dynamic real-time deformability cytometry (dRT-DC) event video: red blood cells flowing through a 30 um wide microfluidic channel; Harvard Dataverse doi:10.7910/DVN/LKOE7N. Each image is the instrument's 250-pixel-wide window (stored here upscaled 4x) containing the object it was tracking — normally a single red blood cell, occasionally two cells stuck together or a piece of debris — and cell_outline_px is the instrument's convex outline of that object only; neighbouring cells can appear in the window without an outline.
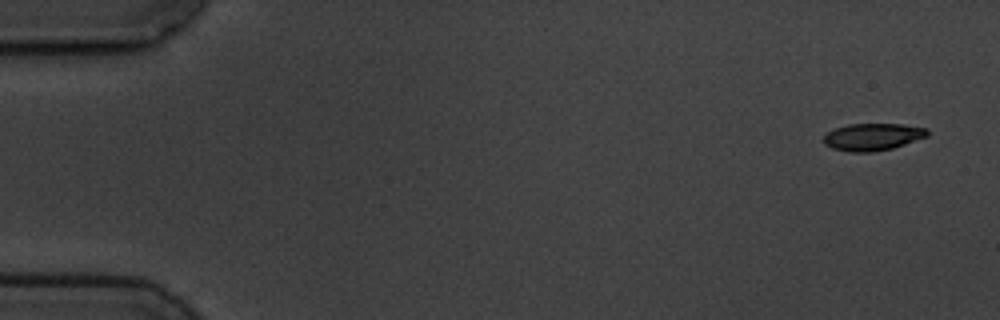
{"species": "common noctule bat (a hibernating species)", "species_latin": "Nyctalus noctula", "temperature_condition": "cold", "stored_images_in_passage": 4, "camera_frame_rate_fps": 3000, "um_per_image_px": 0.085, "animal": {"sex": "male", "body_mass_g": 19.5, "forearm_length_mm": 54.6}, "frame": {"image": 1, "passage_image": 1, "time_ms": 0.0, "image_size_px": [1000, 320], "cell_outline_px": [[928, 136], [892, 148], [872, 152], [848, 152], [832, 148], [824, 144], [824, 136], [828, 132], [836, 128], [848, 124], [904, 124], [928, 128]], "centroid_in_image_um": [74.18, 11.63], "position_along_channel_um": 10.8, "area_um2": 16.42}}
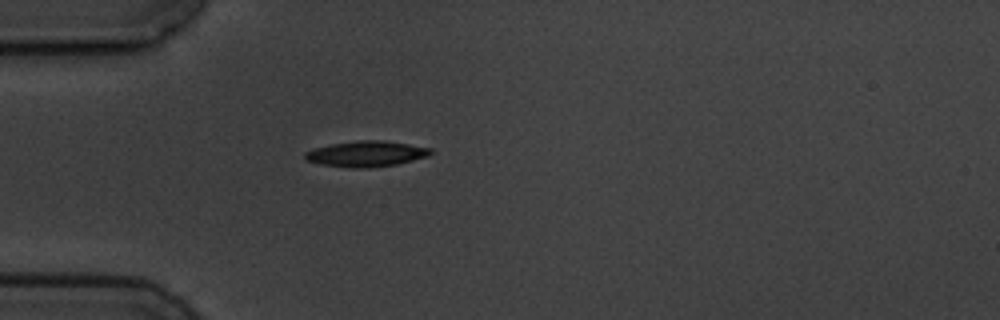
{"frame": {"image": 2, "passage_image": 4, "time_ms": 4.667, "image_size_px": [1000, 320], "cell_outline_px": [[432, 152], [428, 156], [396, 164], [368, 168], [352, 168], [320, 164], [304, 160], [304, 152], [312, 148], [332, 144], [360, 140], [384, 140], [432, 148]], "centroid_in_image_um": [31.09, 13.07], "position_along_channel_um": 53.9, "area_um2": 18.84}}